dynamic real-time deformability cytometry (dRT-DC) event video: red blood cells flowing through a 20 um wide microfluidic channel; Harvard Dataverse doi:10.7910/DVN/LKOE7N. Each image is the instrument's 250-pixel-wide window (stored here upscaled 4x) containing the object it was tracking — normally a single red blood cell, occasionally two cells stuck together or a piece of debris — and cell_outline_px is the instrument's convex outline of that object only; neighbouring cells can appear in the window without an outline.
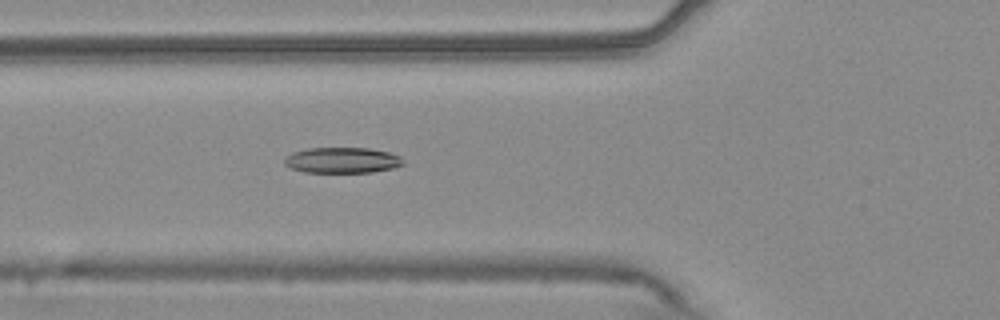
{"species": "common noctule bat (a hibernating species)", "species_latin": "Nyctalus noctula", "temperature_condition": "warm", "stored_images_in_passage": 52, "camera_frame_rate_fps": 3000, "um_per_image_px": 0.085, "animal": {"sex": "male", "body_mass_g": 20.4}, "frame": {"image": 1, "passage_image": 18, "time_ms": 5.667, "image_size_px": [1000, 320], "cell_outline_px": [[404, 164], [392, 168], [372, 172], [304, 172], [292, 168], [284, 164], [284, 160], [292, 152], [308, 148], [368, 148], [388, 152], [400, 156]], "centroid_in_image_um": [29.08, 13.61], "position_along_channel_um": 96.7, "area_um2": 17.63}}
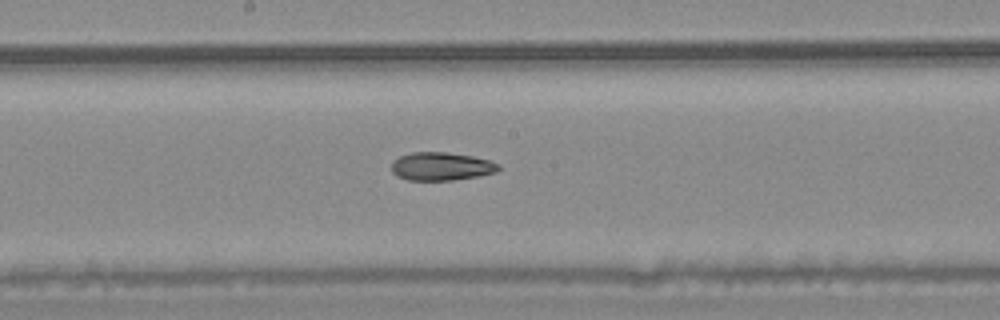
{"frame": {"image": 2, "passage_image": 27, "time_ms": 8.667, "image_size_px": [1000, 320], "cell_outline_px": [[500, 168], [496, 172], [480, 176], [452, 180], [408, 180], [396, 176], [392, 172], [392, 160], [400, 156], [412, 152], [444, 152], [472, 156], [488, 160], [500, 164]], "centroid_in_image_um": [37.5, 14.14], "position_along_channel_um": 210.7, "area_um2": 17.63}}
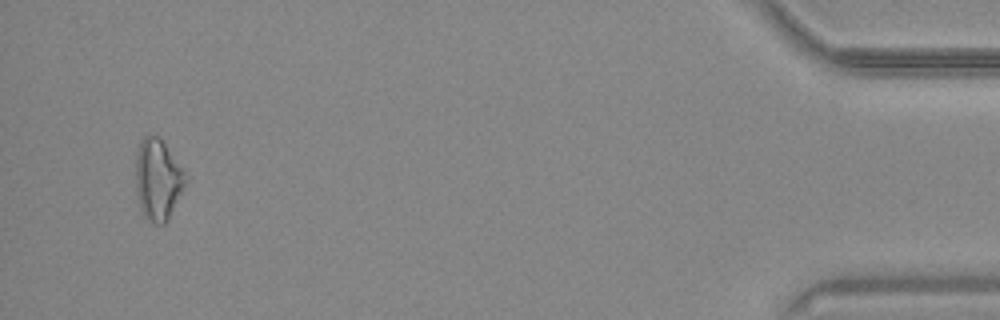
{"frame": {"image": 3, "passage_image": 50, "time_ms": 16.333, "image_size_px": [1000, 320], "cell_outline_px": [[188, 176], [168, 220], [164, 224], [156, 224], [148, 220], [144, 216], [140, 208], [136, 192], [136, 152], [140, 140], [144, 136], [160, 136]], "centroid_in_image_um": [13.4, 15.24], "position_along_channel_um": 421.8, "area_um2": 23.52}, "authors_computed_cell_mechanics": {"area_um2": 18.4671, "velocity_mm_per_s": 3.7862, "shape_relaxation_time_tau1_ms": null, "shape_relaxation_time_tau2_ms": 5.7456, "deformation_change_tau1": null, "deformation_change_tau2": 0.1358}}